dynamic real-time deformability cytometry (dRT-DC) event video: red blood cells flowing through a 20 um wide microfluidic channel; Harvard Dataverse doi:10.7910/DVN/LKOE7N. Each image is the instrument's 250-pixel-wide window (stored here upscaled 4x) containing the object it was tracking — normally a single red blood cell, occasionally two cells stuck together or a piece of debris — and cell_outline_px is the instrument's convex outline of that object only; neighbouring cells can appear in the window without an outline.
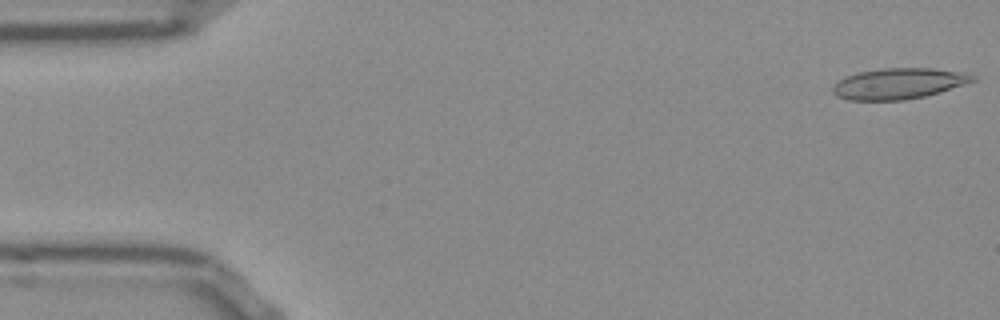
{"species": "Egyptian fruit bat (a non-hibernating species)", "species_latin": "Rousettus aegyptiacus", "temperature_condition": "room temperature", "stored_images_in_passage": 52, "camera_frame_rate_fps": 3000, "um_per_image_px": 0.085, "frame": {"image": 1, "passage_image": 1, "time_ms": 0.0, "image_size_px": [1000, 320], "cell_outline_px": [[980, 76], [976, 80], [940, 92], [924, 96], [904, 100], [848, 100], [836, 96], [832, 92], [832, 84], [848, 76], [860, 72], [884, 68], [932, 68], [968, 72]], "centroid_in_image_um": [76.44, 7.1], "position_along_channel_um": 8.6, "area_um2": 25.32}}
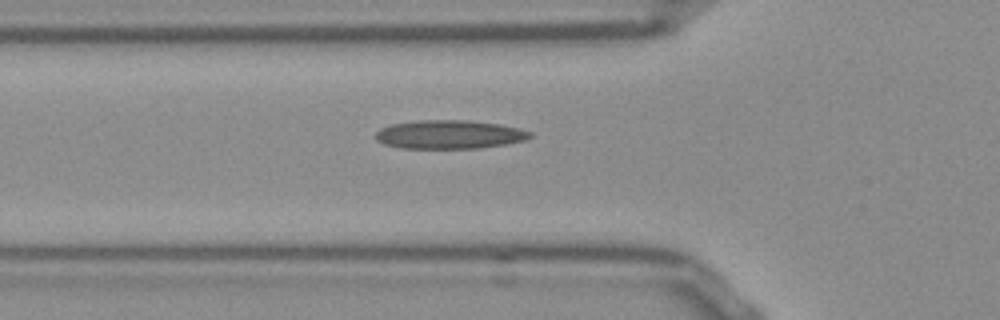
{"frame": {"image": 2, "passage_image": 17, "time_ms": 5.333, "image_size_px": [1000, 320], "cell_outline_px": [[532, 136], [524, 140], [508, 144], [476, 148], [400, 148], [384, 144], [376, 140], [372, 136], [380, 128], [392, 124], [416, 120], [468, 120], [500, 124], [520, 128], [532, 132]], "centroid_in_image_um": [38.17, 11.42], "position_along_channel_um": 87.6, "area_um2": 26.01}}
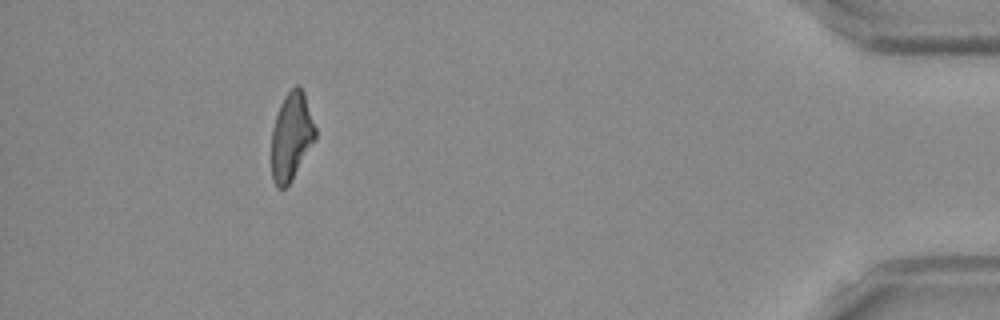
{"frame": {"image": 3, "passage_image": 47, "time_ms": 15.333, "image_size_px": [1000, 320], "cell_outline_px": [[316, 140], [292, 180], [284, 188], [276, 188], [272, 180], [272, 128], [280, 104], [284, 96], [296, 84], [300, 84], [304, 92], [316, 128]], "centroid_in_image_um": [24.78, 11.59], "position_along_channel_um": 410.4, "area_um2": 22.66}, "authors_computed_cell_mechanics": {"area_um2": 24.0159, "velocity_mm_per_s": 3.8546, "shape_relaxation_time_tau1_ms": null, "shape_relaxation_time_tau2_ms": 3.4802, "deformation_change_tau1": null, "deformation_change_tau2": 0.1461}}